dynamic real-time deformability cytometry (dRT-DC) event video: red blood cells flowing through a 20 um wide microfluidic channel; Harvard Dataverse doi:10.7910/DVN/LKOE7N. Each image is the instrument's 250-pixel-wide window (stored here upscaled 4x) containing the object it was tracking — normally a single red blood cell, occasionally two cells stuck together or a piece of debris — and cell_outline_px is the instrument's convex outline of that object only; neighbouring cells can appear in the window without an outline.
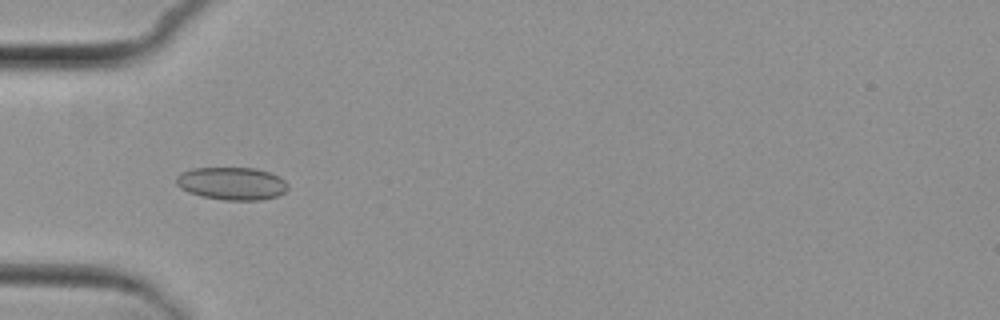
{"species": "common noctule bat (a hibernating species)", "species_latin": "Nyctalus noctula", "temperature_condition": "cold", "stored_images_in_passage": 4, "camera_frame_rate_fps": 3000, "um_per_image_px": 0.085, "animal": {"sex": "female", "body_mass_g": 29.2, "forearm_length_mm": 56.3}, "frame": {"image": 1, "passage_image": 4, "time_ms": 4.333, "image_size_px": [1000, 320], "cell_outline_px": [[288, 188], [284, 192], [276, 196], [260, 200], [224, 200], [200, 196], [188, 192], [180, 188], [176, 184], [176, 176], [180, 172], [192, 168], [256, 168], [280, 176], [288, 184]], "centroid_in_image_um": [19.68, 15.59], "position_along_channel_um": 65.3, "area_um2": 21.44}}